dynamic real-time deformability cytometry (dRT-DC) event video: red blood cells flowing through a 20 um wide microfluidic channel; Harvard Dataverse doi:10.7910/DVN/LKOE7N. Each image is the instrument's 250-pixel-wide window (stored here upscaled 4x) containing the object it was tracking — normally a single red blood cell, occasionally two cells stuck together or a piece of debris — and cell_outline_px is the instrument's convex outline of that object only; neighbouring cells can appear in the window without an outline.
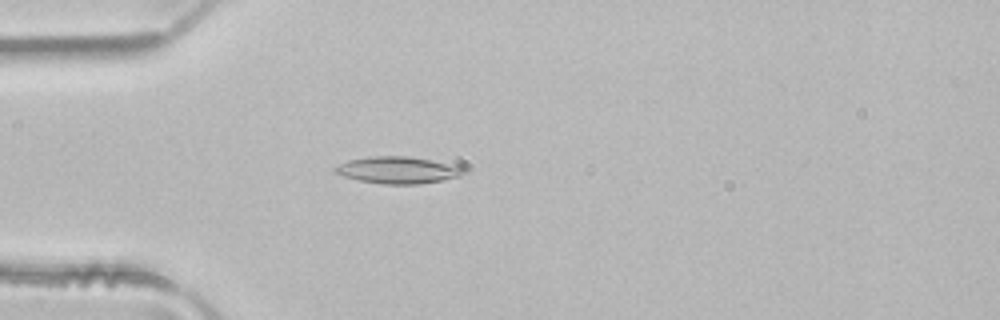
{"species": "common noctule bat (a hibernating species)", "species_latin": "Nyctalus noctula", "temperature_condition": "room temperature", "stored_images_in_passage": 2, "camera_frame_rate_fps": 3000, "um_per_image_px": 0.085, "animal": {"sex": "male", "body_mass_g": 21.5, "forearm_length_mm": 52.0}, "frame": {"image": 1, "passage_image": 2, "time_ms": 0.333, "image_size_px": [1000, 320], "cell_outline_px": [[464, 172], [460, 176], [444, 180], [420, 184], [384, 184], [360, 180], [344, 176], [336, 172], [332, 168], [348, 160], [368, 156], [408, 156], [456, 164], [464, 168]], "centroid_in_image_um": [33.85, 14.45], "position_along_channel_um": 51.1, "area_um2": 20.17}}